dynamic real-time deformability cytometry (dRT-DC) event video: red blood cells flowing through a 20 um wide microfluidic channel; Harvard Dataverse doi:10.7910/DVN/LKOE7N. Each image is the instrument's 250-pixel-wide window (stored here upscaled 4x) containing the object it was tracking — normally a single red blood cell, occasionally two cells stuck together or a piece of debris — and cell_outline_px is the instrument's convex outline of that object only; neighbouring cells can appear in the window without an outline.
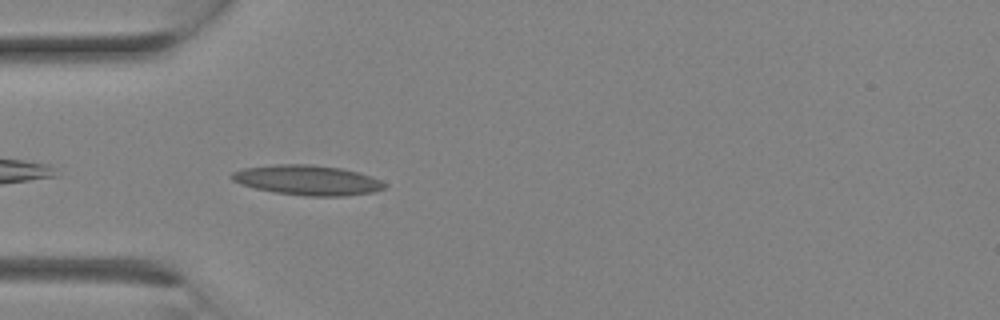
{"species": "Egyptian fruit bat (a non-hibernating species)", "species_latin": "Rousettus aegyptiacus", "temperature_condition": "room temperature", "stored_images_in_passage": 8, "camera_frame_rate_fps": 3000, "um_per_image_px": 0.085, "animal": {"sex": "female"}, "frame": {"image": 1, "passage_image": 8, "time_ms": 2.333, "image_size_px": [1000, 320], "cell_outline_px": [[388, 184], [384, 188], [376, 192], [344, 196], [304, 196], [276, 192], [256, 188], [240, 184], [232, 180], [228, 176], [232, 172], [244, 168], [276, 164], [312, 164], [340, 168], [372, 176]], "centroid_in_image_um": [26.14, 15.31], "position_along_channel_um": 58.9, "area_um2": 26.76}}